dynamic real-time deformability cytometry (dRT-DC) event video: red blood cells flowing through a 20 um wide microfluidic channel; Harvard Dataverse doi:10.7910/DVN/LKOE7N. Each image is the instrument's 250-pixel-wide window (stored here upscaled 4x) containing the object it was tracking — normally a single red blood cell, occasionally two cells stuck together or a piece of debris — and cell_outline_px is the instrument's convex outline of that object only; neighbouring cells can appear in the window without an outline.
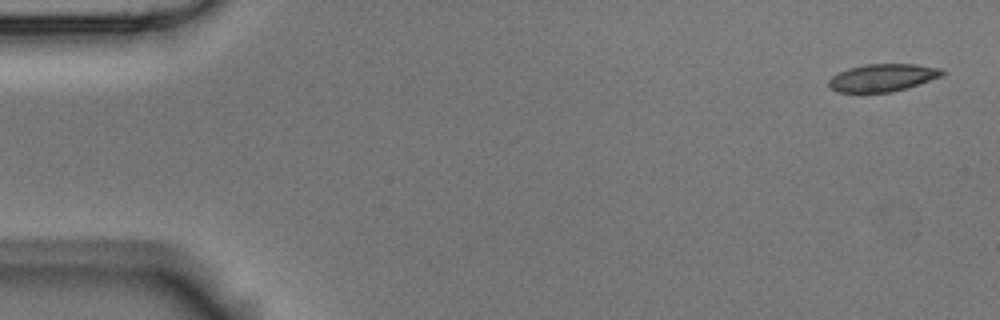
{"species": "Egyptian fruit bat (a non-hibernating species)", "species_latin": "Rousettus aegyptiacus", "temperature_condition": "room temperature", "stored_images_in_passage": 5, "camera_frame_rate_fps": 3000, "um_per_image_px": 0.085, "animal": {"sex": "male"}, "frame": {"image": 1, "passage_image": 1, "time_ms": 0.0, "image_size_px": [1000, 320], "cell_outline_px": [[948, 72], [944, 76], [892, 92], [836, 92], [828, 84], [828, 80], [832, 76], [848, 68], [864, 64], [916, 64], [944, 68]], "centroid_in_image_um": [75.09, 6.59], "position_along_channel_um": 9.9, "area_um2": 18.38}}
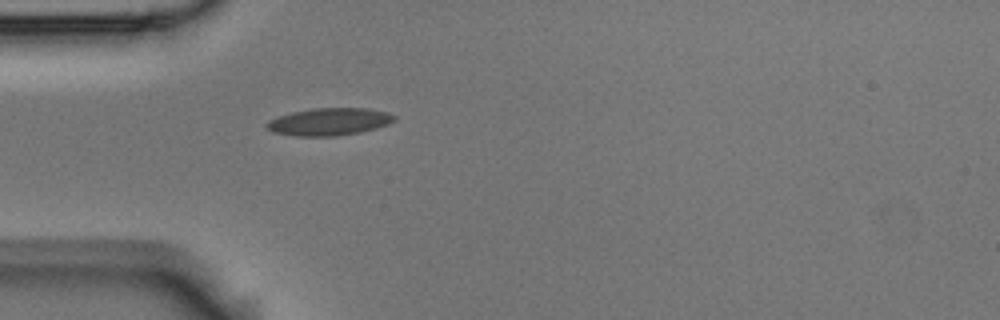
{"frame": {"image": 2, "passage_image": 5, "time_ms": 1.333, "image_size_px": [1000, 320], "cell_outline_px": [[396, 120], [388, 124], [376, 128], [360, 132], [336, 136], [296, 136], [272, 132], [264, 128], [264, 124], [268, 120], [276, 116], [292, 112], [312, 108], [368, 108], [388, 112], [396, 116]], "centroid_in_image_um": [27.94, 10.34], "position_along_channel_um": 57.1, "area_um2": 20.69}}